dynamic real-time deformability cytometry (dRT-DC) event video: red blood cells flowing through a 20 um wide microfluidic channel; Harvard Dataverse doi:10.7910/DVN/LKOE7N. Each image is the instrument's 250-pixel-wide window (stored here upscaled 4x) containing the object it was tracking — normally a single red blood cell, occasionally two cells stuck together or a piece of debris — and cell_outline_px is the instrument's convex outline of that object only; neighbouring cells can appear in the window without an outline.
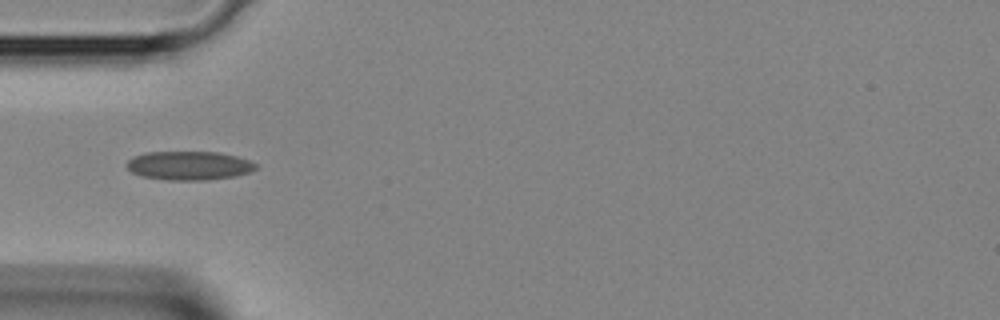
{"species": "Egyptian fruit bat (a non-hibernating species)", "species_latin": "Rousettus aegyptiacus", "temperature_condition": "room temperature", "stored_images_in_passage": 5, "camera_frame_rate_fps": 3000, "um_per_image_px": 0.085, "animal": {"sex": "female"}, "frame": {"image": 1, "passage_image": 4, "time_ms": 1.0, "image_size_px": [1000, 320], "cell_outline_px": [[256, 168], [248, 172], [236, 176], [204, 180], [168, 180], [140, 176], [132, 172], [124, 164], [132, 156], [144, 152], [220, 152], [236, 156], [248, 160], [256, 164]], "centroid_in_image_um": [16.01, 14.07], "position_along_channel_um": 69.0, "area_um2": 21.73}}
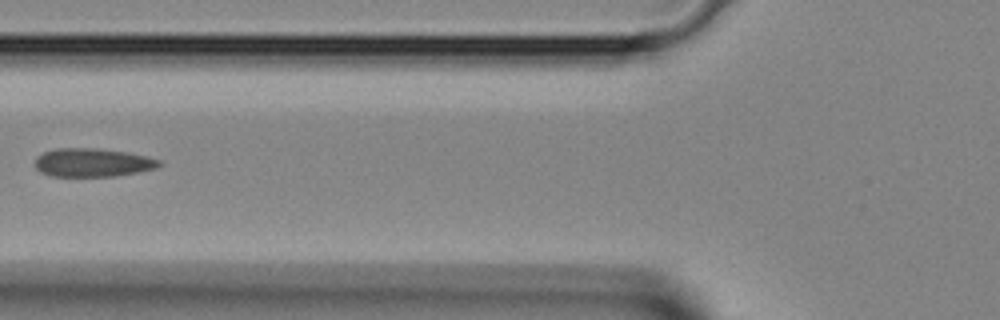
{"frame": {"image": 2, "passage_image": 5, "time_ms": 1.333, "image_size_px": [1000, 320], "cell_outline_px": [[164, 164], [156, 168], [136, 172], [112, 176], [52, 176], [40, 172], [32, 164], [36, 156], [44, 152], [56, 148], [96, 148], [124, 152], [144, 156], [160, 160]], "centroid_in_image_um": [7.8, 13.81], "position_along_channel_um": 118.0, "area_um2": 20.58}}